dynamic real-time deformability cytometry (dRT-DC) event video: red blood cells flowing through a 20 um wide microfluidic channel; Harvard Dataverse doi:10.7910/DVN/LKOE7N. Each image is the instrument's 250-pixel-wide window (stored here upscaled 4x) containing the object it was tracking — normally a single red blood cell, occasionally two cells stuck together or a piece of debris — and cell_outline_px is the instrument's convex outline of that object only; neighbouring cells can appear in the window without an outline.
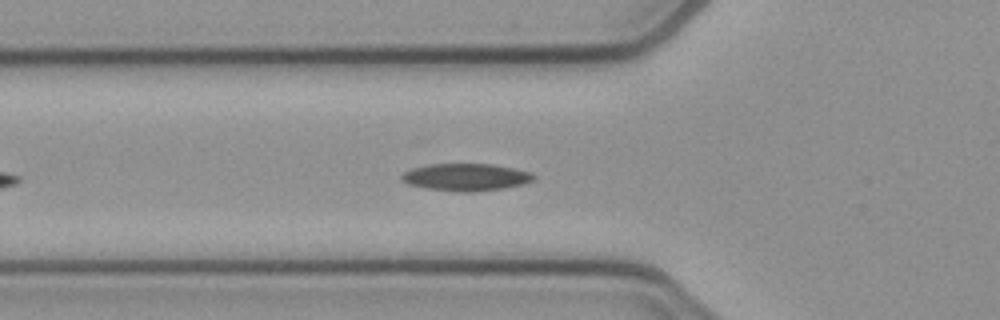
{"species": "common noctule bat (a hibernating species)", "species_latin": "Nyctalus noctula", "temperature_condition": "cold", "stored_images_in_passage": 29, "camera_frame_rate_fps": 3000, "um_per_image_px": 0.085, "animal": {"sex": "female", "body_mass_g": 21.9}, "frame": {"image": 1, "passage_image": 8, "time_ms": 2.333, "image_size_px": [1000, 320], "cell_outline_px": [[536, 180], [524, 184], [504, 188], [472, 192], [460, 192], [424, 188], [408, 184], [400, 180], [400, 176], [404, 172], [412, 168], [428, 164], [492, 164], [516, 168], [532, 172], [536, 176]], "centroid_in_image_um": [39.63, 15.06], "position_along_channel_um": 86.2, "area_um2": 21.33}}
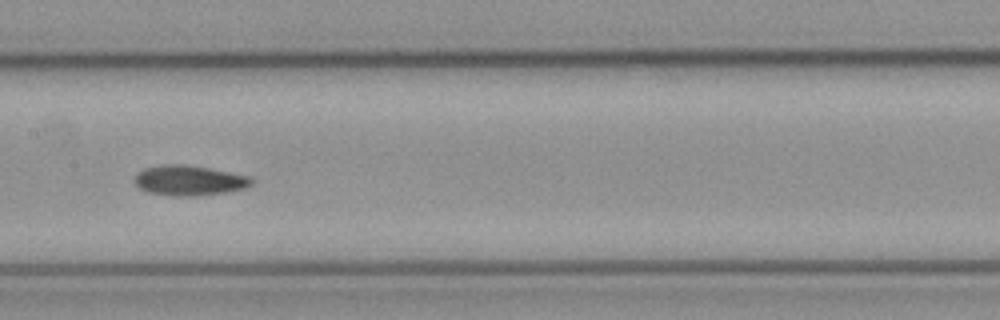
{"frame": {"image": 2, "passage_image": 16, "time_ms": 5.0, "image_size_px": [1000, 320], "cell_outline_px": [[252, 184], [244, 188], [224, 192], [196, 196], [176, 196], [148, 192], [140, 188], [132, 180], [144, 168], [160, 164], [184, 164], [208, 168], [252, 176]], "centroid_in_image_um": [16.07, 15.33], "position_along_channel_um": 191.3, "area_um2": 20.46}}
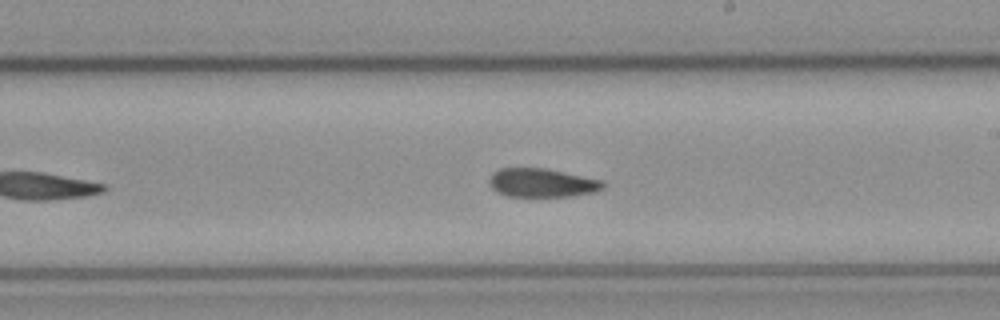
{"frame": {"image": 3, "passage_image": 20, "time_ms": 6.333, "image_size_px": [1000, 320], "cell_outline_px": [[604, 188], [596, 192], [572, 196], [508, 196], [496, 192], [488, 184], [488, 180], [492, 172], [500, 168], [544, 168], [604, 180]], "centroid_in_image_um": [46.06, 15.54], "position_along_channel_um": 242.9, "area_um2": 19.19}}